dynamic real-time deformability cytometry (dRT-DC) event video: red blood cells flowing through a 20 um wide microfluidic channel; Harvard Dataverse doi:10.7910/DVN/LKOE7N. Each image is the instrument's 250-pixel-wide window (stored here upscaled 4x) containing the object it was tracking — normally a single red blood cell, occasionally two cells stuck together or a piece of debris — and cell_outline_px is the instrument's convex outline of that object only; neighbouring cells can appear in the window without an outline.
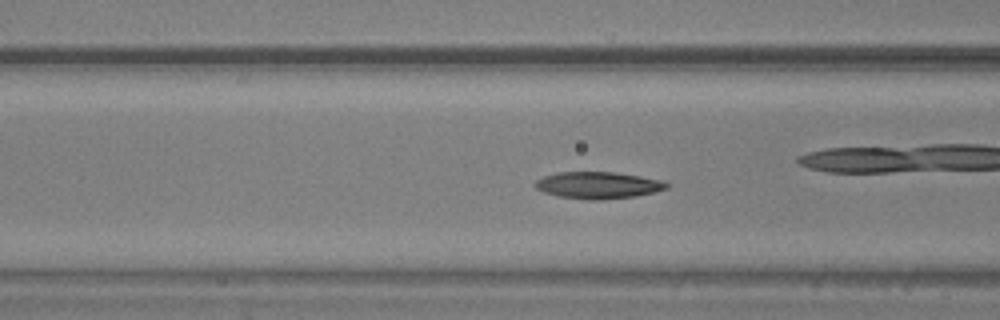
{"species": "common noctule bat (a hibernating species)", "species_latin": "Nyctalus noctula", "temperature_condition": "warm", "stored_images_in_passage": 44, "camera_frame_rate_fps": 3000, "um_per_image_px": 0.085, "animal": {"sex": "male", "body_mass_g": 20.5, "forearm_length_mm": 52.5}, "frame": {"image": 1, "passage_image": 13, "time_ms": 4.0, "image_size_px": [1000, 320], "cell_outline_px": [[672, 184], [668, 188], [636, 196], [600, 200], [588, 200], [560, 196], [544, 192], [536, 188], [532, 184], [536, 180], [544, 176], [556, 172], [616, 172], [640, 176], [660, 180]], "centroid_in_image_um": [50.83, 15.74], "position_along_channel_um": 115.8, "area_um2": 20.58}}
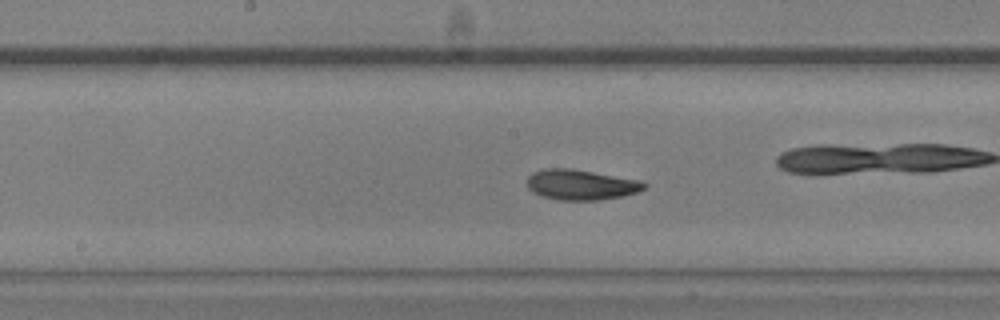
{"frame": {"image": 2, "passage_image": 19, "time_ms": 6.0, "image_size_px": [1000, 320], "cell_outline_px": [[648, 184], [644, 188], [636, 192], [620, 196], [600, 200], [556, 200], [540, 196], [532, 192], [528, 188], [528, 176], [532, 172], [544, 168], [572, 168], [636, 180]], "centroid_in_image_um": [49.3, 15.7], "position_along_channel_um": 198.9, "area_um2": 20.58}}